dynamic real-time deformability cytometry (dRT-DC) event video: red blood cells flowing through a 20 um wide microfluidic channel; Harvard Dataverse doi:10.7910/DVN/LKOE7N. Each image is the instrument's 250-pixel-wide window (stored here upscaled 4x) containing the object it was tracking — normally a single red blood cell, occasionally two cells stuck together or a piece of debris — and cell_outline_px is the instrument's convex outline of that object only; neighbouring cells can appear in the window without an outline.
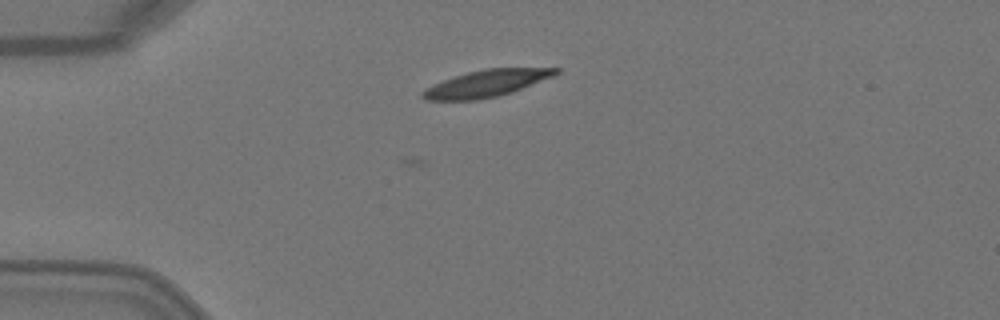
{"species": "Egyptian fruit bat (a non-hibernating species)", "species_latin": "Rousettus aegyptiacus", "temperature_condition": "warm", "stored_images_in_passage": 4, "camera_frame_rate_fps": 3000, "um_per_image_px": 0.085, "animal": {"sex": "female"}, "frame": {"image": 1, "passage_image": 3, "time_ms": 0.667, "image_size_px": [1000, 320], "cell_outline_px": [[560, 72], [552, 76], [512, 92], [480, 100], [424, 100], [420, 96], [420, 92], [424, 88], [432, 84], [468, 72], [484, 68], [560, 68]], "centroid_in_image_um": [41.28, 7.1], "position_along_channel_um": 43.7, "area_um2": 20.75}}